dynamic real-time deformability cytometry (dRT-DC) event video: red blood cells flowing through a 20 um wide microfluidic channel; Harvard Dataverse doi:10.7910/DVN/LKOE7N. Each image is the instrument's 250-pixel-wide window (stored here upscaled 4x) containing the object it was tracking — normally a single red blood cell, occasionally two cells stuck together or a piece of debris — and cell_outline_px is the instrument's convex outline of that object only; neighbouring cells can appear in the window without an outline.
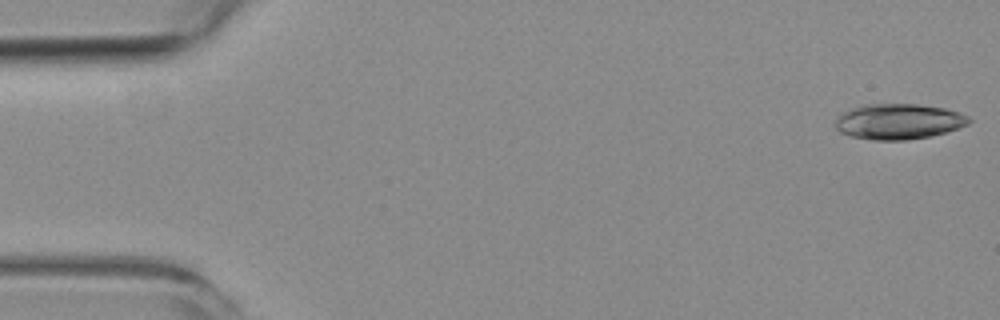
{"species": "common noctule bat (a hibernating species)", "species_latin": "Nyctalus noctula", "temperature_condition": "room temperature", "stored_images_in_passage": 5, "camera_frame_rate_fps": 3000, "um_per_image_px": 0.085, "animal": {"sex": "female", "body_mass_g": 19.3, "forearm_length_mm": 54.1}, "frame": {"image": 1, "passage_image": 1, "time_ms": 0.0, "image_size_px": [1000, 320], "cell_outline_px": [[972, 120], [968, 124], [948, 132], [932, 136], [908, 140], [872, 140], [852, 136], [840, 132], [836, 128], [836, 120], [844, 112], [852, 108], [864, 104], [916, 104], [944, 108], [960, 112], [968, 116]], "centroid_in_image_um": [76.43, 10.33], "position_along_channel_um": 8.6, "area_um2": 27.69}}
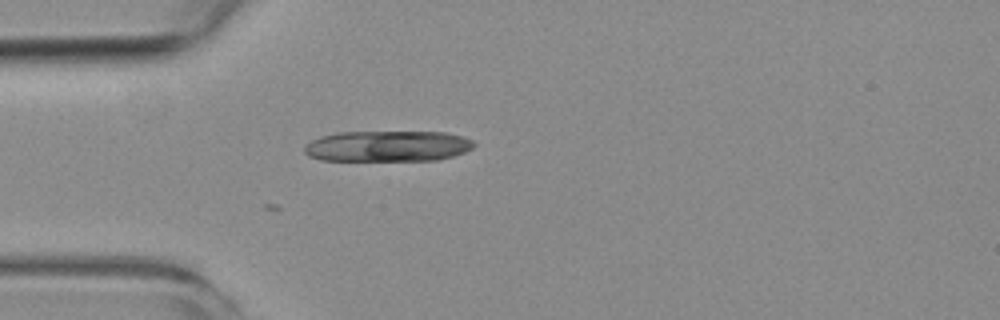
{"frame": {"image": 2, "passage_image": 5, "time_ms": 4.667, "image_size_px": [1000, 320], "cell_outline_px": [[476, 144], [472, 148], [464, 152], [452, 156], [436, 160], [320, 160], [308, 156], [304, 152], [304, 144], [320, 136], [336, 132], [444, 132], [464, 136], [472, 140]], "centroid_in_image_um": [32.92, 12.41], "position_along_channel_um": 52.1, "area_um2": 30.63}}